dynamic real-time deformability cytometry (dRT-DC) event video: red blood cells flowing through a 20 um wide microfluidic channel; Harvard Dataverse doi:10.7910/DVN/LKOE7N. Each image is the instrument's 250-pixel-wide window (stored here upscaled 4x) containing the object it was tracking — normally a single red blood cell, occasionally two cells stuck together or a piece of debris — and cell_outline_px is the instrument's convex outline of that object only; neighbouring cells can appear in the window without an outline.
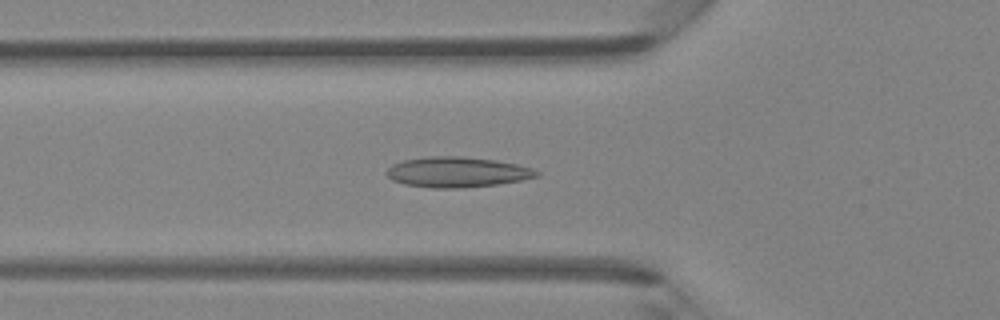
{"species": "Egyptian fruit bat (a non-hibernating species)", "species_latin": "Rousettus aegyptiacus", "temperature_condition": "room temperature", "stored_images_in_passage": 45, "camera_frame_rate_fps": 3000, "um_per_image_px": 0.085, "animal": {"sex": "female"}, "frame": {"image": 1, "passage_image": 14, "time_ms": 4.333, "image_size_px": [1000, 320], "cell_outline_px": [[540, 176], [520, 180], [496, 184], [460, 188], [432, 188], [404, 184], [392, 180], [384, 172], [392, 164], [404, 160], [428, 156], [464, 156], [496, 160], [516, 164], [532, 168], [540, 172]], "centroid_in_image_um": [38.84, 14.62], "position_along_channel_um": 87.0, "area_um2": 26.59}}
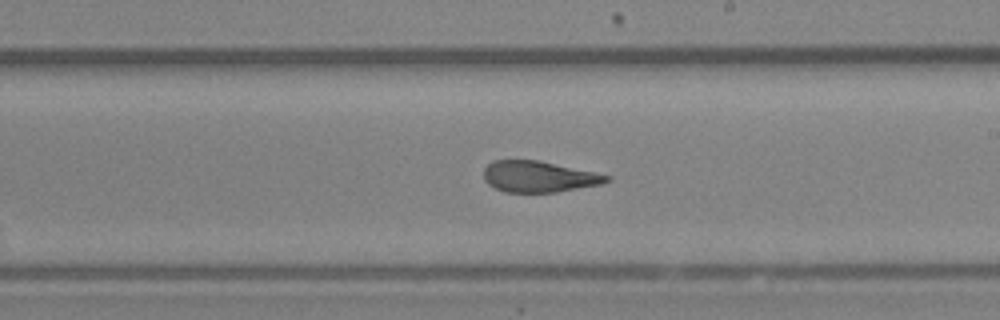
{"frame": {"image": 2, "passage_image": 25, "time_ms": 8.0, "image_size_px": [1000, 320], "cell_outline_px": [[612, 180], [600, 184], [556, 192], [504, 192], [488, 184], [484, 180], [484, 168], [492, 160], [540, 160], [612, 176]], "centroid_in_image_um": [45.79, 15.0], "position_along_channel_um": 243.2, "area_um2": 22.31}}
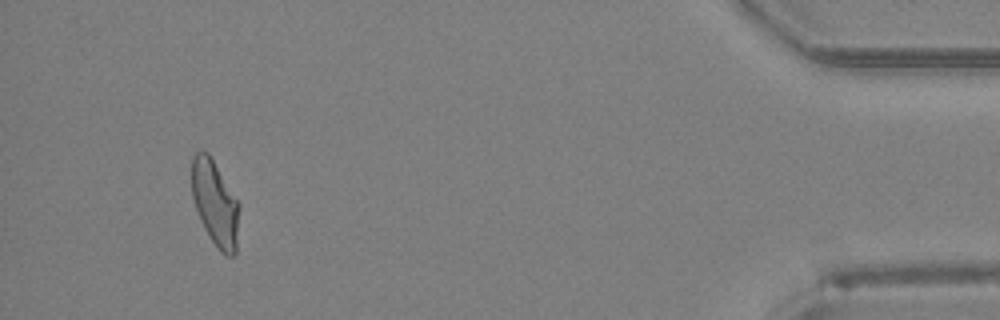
{"frame": {"image": 3, "passage_image": 42, "time_ms": 13.667, "image_size_px": [1000, 320], "cell_outline_px": [[240, 208], [236, 252], [232, 256], [224, 256], [220, 252], [204, 228], [200, 220], [192, 196], [192, 156], [196, 152], [208, 152], [240, 204]], "centroid_in_image_um": [18.3, 17.31], "position_along_channel_um": 416.9, "area_um2": 23.58}, "authors_computed_cell_mechanics": {"area_um2": 24.0448, "velocity_mm_per_s": 4.2808, "shape_relaxation_time_tau1_ms": null, "shape_relaxation_time_tau2_ms": 2.0214, "deformation_change_tau1": null, "deformation_change_tau2": 0.1036}}